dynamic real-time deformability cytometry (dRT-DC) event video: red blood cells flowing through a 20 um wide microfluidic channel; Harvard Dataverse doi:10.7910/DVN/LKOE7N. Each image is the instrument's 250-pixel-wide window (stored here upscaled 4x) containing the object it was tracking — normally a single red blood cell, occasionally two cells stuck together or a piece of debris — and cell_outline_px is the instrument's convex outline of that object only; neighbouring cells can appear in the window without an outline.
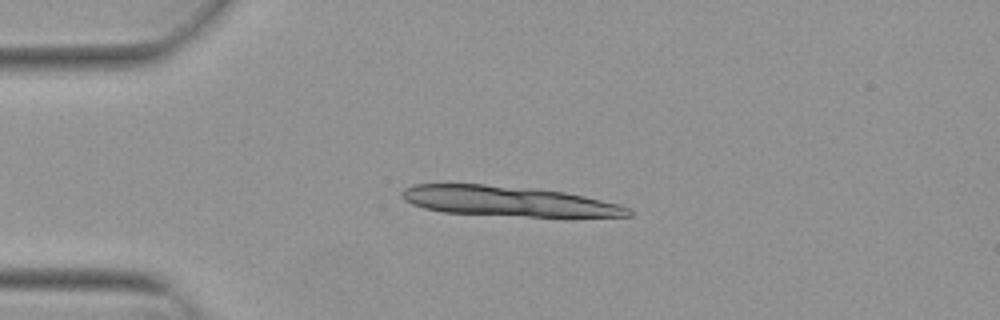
{"species": "Egyptian fruit bat (a non-hibernating species)", "species_latin": "Rousettus aegyptiacus", "temperature_condition": "warm", "stored_images_in_passage": 5, "camera_frame_rate_fps": 3000, "um_per_image_px": 0.085, "animal": {"sex": "female"}, "frame": {"image": 1, "passage_image": 1, "time_ms": 0.0, "image_size_px": [1000, 320], "cell_outline_px": [[632, 216], [528, 216], [440, 212], [424, 208], [412, 204], [404, 200], [400, 196], [400, 192], [404, 188], [412, 184], [484, 184], [564, 192], [584, 196], [620, 204], [628, 208], [632, 212]], "centroid_in_image_um": [43.13, 17.09], "position_along_channel_um": 41.9, "area_um2": 39.25}}